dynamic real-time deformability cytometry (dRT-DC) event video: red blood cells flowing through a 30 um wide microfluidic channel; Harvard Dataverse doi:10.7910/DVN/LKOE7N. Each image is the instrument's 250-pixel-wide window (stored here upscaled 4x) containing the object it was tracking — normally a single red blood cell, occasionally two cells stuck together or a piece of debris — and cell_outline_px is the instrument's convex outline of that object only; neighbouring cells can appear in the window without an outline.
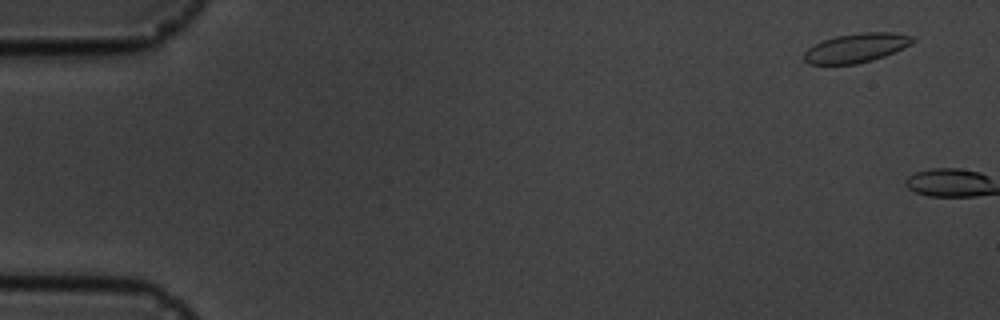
{"species": "common noctule bat (a hibernating species)", "species_latin": "Nyctalus noctula", "temperature_condition": "cold", "stored_images_in_passage": 2, "camera_frame_rate_fps": 3000, "um_per_image_px": 0.085, "animal": {"sex": "male", "body_mass_g": 19.5, "forearm_length_mm": 54.6}, "frame": {"image": 1, "passage_image": 1, "time_ms": 0.0, "image_size_px": [1000, 320], "cell_outline_px": [[916, 40], [912, 44], [884, 56], [872, 60], [856, 64], [808, 64], [804, 60], [804, 52], [812, 44], [836, 36], [860, 32], [892, 32], [916, 36]], "centroid_in_image_um": [72.8, 4.06], "position_along_channel_um": 12.2, "area_um2": 18.61}}